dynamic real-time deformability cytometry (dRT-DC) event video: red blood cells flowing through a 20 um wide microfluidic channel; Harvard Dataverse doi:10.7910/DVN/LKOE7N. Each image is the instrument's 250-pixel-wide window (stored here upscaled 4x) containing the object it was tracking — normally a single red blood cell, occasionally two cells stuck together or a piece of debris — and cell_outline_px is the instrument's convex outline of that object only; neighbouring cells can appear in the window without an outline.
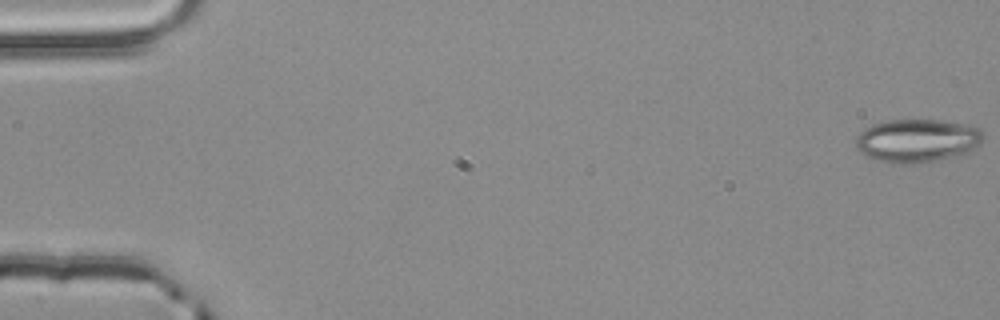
{"species": "common noctule bat (a hibernating species)", "species_latin": "Nyctalus noctula", "temperature_condition": "room temperature", "stored_images_in_passage": 55, "camera_frame_rate_fps": 3000, "um_per_image_px": 0.085, "animal": {"sex": "male", "body_mass_g": 20.4}, "frame": {"image": 1, "passage_image": 1, "time_ms": 0.0, "image_size_px": [1000, 320], "cell_outline_px": [[984, 140], [976, 148], [964, 156], [916, 164], [892, 164], [876, 160], [860, 152], [856, 148], [856, 136], [864, 128], [872, 124], [888, 120], [944, 120], [976, 124], [984, 132]], "centroid_in_image_um": [78.06, 11.96], "position_along_channel_um": 6.9, "area_um2": 33.35}}
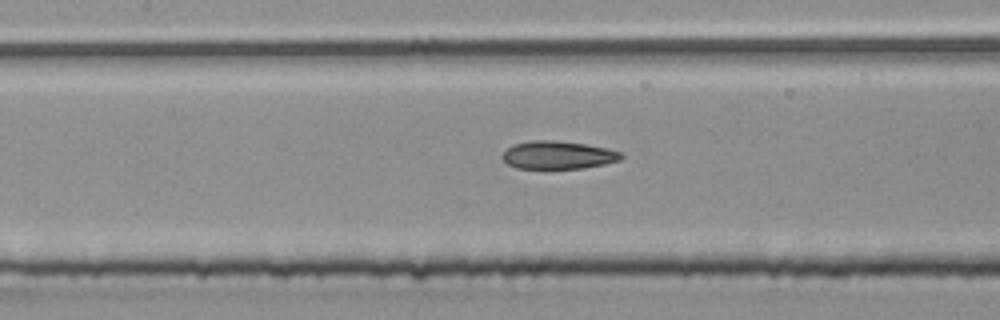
{"frame": {"image": 2, "passage_image": 26, "time_ms": 8.333, "image_size_px": [1000, 320], "cell_outline_px": [[624, 156], [620, 160], [604, 164], [584, 168], [548, 172], [544, 172], [516, 168], [508, 164], [500, 156], [512, 144], [528, 140], [556, 140], [584, 144], [608, 148], [620, 152]], "centroid_in_image_um": [47.37, 13.23], "position_along_channel_um": 160.0, "area_um2": 20.46}}
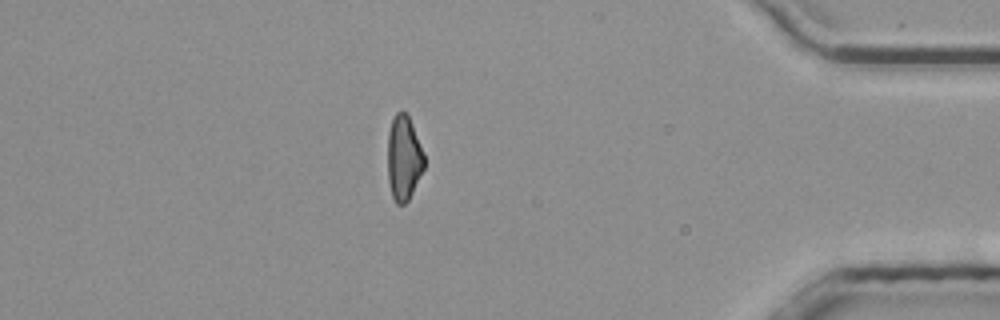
{"frame": {"image": 3, "passage_image": 48, "time_ms": 15.667, "image_size_px": [1000, 320], "cell_outline_px": [[424, 168], [408, 200], [404, 204], [396, 204], [392, 196], [388, 180], [388, 132], [392, 120], [396, 112], [404, 112], [408, 116], [412, 124], [424, 152]], "centroid_in_image_um": [34.31, 13.44], "position_along_channel_um": 400.9, "area_um2": 17.92}, "authors_computed_cell_mechanics": {"area_um2": 19.8832, "velocity_mm_per_s": 3.8553, "shape_relaxation_time_tau1_ms": null, "shape_relaxation_time_tau2_ms": 3.3245, "deformation_change_tau1": null, "deformation_change_tau2": 0.1078}}